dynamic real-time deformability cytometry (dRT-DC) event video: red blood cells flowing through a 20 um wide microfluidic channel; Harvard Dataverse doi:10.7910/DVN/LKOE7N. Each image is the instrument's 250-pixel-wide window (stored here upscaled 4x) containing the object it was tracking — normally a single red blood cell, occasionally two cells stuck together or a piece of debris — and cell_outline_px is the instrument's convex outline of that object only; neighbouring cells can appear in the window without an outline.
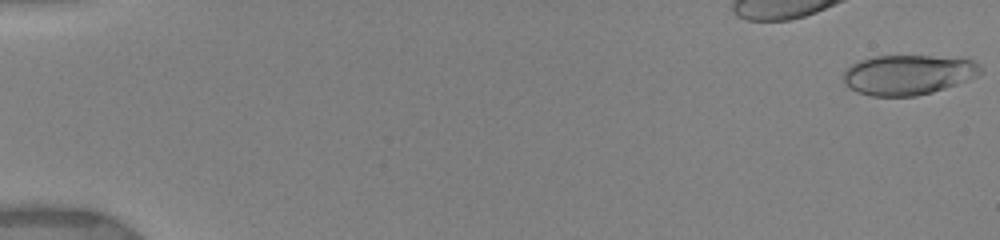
{"species": "human", "species_latin": "Homo sapiens", "temperature_condition": "warm", "stored_images_in_passage": 25, "camera_frame_rate_fps": 3000, "um_per_image_px": 0.085, "donor": {"sex": "female"}, "frame": {"image": 1, "passage_image": 1, "time_ms": 0.0, "image_size_px": [1000, 240], "cell_outline_px": [[984, 72], [980, 76], [932, 92], [916, 96], [872, 96], [856, 92], [844, 84], [844, 72], [852, 64], [860, 60], [876, 56], [932, 56], [972, 60], [980, 64]], "centroid_in_image_um": [77.21, 6.36], "position_along_channel_um": 7.8, "area_um2": 31.96}}